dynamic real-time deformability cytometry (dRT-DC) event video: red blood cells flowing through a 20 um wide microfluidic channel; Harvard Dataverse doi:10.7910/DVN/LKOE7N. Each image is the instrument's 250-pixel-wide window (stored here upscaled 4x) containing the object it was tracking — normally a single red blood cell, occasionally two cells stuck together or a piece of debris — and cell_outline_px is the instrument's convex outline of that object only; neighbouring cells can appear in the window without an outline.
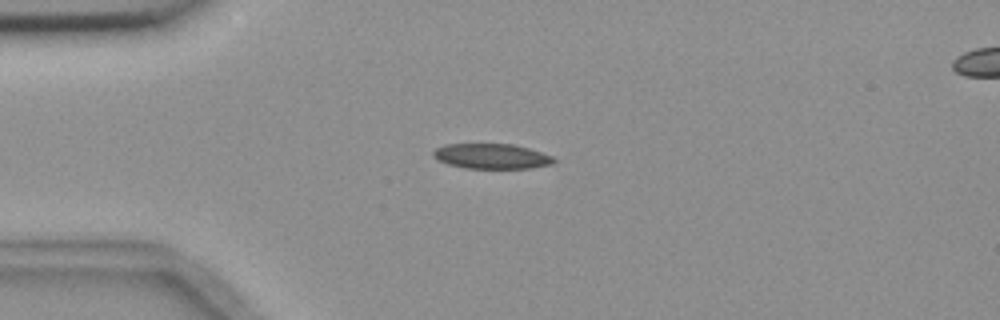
{"species": "common noctule bat (a hibernating species)", "species_latin": "Nyctalus noctula", "temperature_condition": "room temperature", "stored_images_in_passage": 6, "camera_frame_rate_fps": 3000, "um_per_image_px": 0.085, "animal": {"sex": "female", "body_mass_g": 18.4}, "frame": {"image": 1, "passage_image": 3, "time_ms": 2.333, "image_size_px": [1000, 320], "cell_outline_px": [[556, 160], [552, 164], [532, 168], [464, 168], [448, 164], [432, 156], [432, 152], [436, 148], [444, 144], [512, 144], [528, 148], [552, 156]], "centroid_in_image_um": [41.77, 13.28], "position_along_channel_um": 43.2, "area_um2": 17.57}}
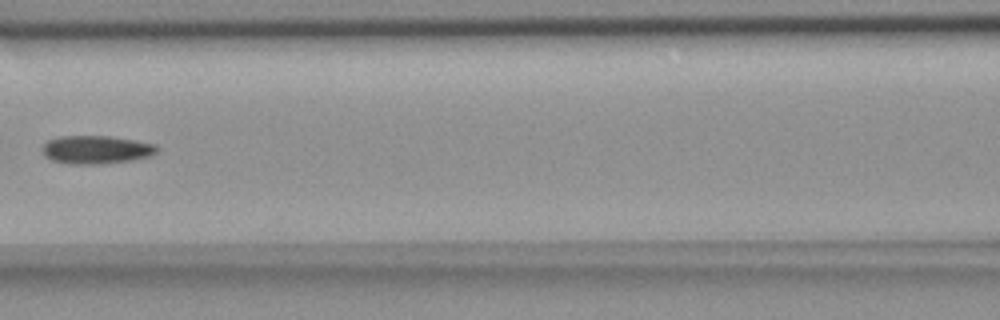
{"frame": {"image": 2, "passage_image": 6, "time_ms": 6.0, "image_size_px": [1000, 320], "cell_outline_px": [[160, 148], [156, 152], [148, 156], [132, 160], [96, 164], [72, 164], [52, 160], [44, 156], [40, 148], [48, 140], [60, 136], [108, 136], [156, 144]], "centroid_in_image_um": [8.14, 12.72], "position_along_channel_um": 158.5, "area_um2": 18.79}}